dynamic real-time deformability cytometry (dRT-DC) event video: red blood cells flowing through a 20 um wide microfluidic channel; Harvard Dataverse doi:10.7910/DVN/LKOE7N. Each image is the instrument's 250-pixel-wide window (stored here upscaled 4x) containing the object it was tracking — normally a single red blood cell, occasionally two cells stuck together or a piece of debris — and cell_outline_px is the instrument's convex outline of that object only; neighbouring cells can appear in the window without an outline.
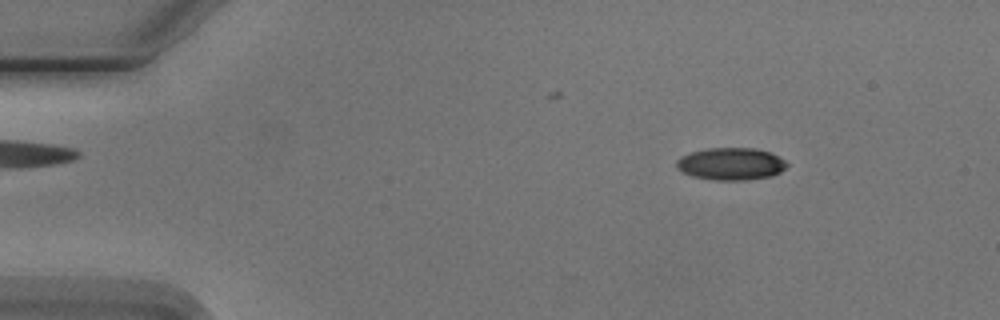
{"species": "Egyptian fruit bat (a non-hibernating species)", "species_latin": "Rousettus aegyptiacus", "temperature_condition": "cold", "stored_images_in_passage": 5, "camera_frame_rate_fps": 3000, "um_per_image_px": 0.085, "animal": {"sex": "male"}, "frame": {"image": 1, "passage_image": 5, "time_ms": 5.667, "image_size_px": [1000, 320], "cell_outline_px": [[788, 164], [780, 172], [772, 176], [744, 180], [712, 180], [692, 176], [680, 172], [676, 168], [676, 160], [680, 156], [692, 152], [708, 148], [756, 148], [772, 152], [784, 160]], "centroid_in_image_um": [62.1, 13.93], "position_along_channel_um": 22.9, "area_um2": 20.98}}